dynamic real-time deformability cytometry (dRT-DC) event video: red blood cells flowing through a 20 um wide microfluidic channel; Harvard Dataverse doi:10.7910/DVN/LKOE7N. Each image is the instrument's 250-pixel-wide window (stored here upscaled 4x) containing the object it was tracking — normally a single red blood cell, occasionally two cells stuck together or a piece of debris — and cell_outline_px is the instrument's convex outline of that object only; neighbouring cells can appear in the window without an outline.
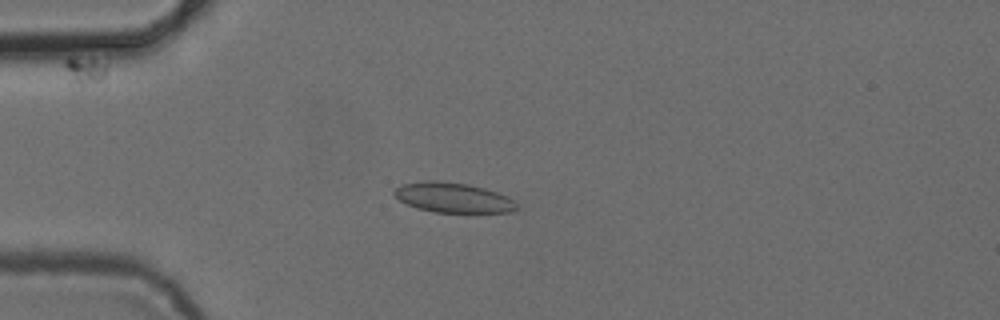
{"species": "common noctule bat (a hibernating species)", "species_latin": "Nyctalus noctula", "temperature_condition": "cold", "stored_images_in_passage": 55, "camera_frame_rate_fps": 3000, "um_per_image_px": 0.085, "animal": {"sex": "female", "body_mass_g": 24.6, "forearm_length_mm": 56.2}, "frame": {"image": 1, "passage_image": 15, "time_ms": 4.667, "image_size_px": [1000, 320], "cell_outline_px": [[520, 208], [512, 212], [436, 212], [416, 208], [400, 200], [392, 192], [400, 184], [424, 180], [440, 180], [468, 184], [484, 188], [508, 196]], "centroid_in_image_um": [38.5, 16.78], "position_along_channel_um": 46.5, "area_um2": 21.44}}
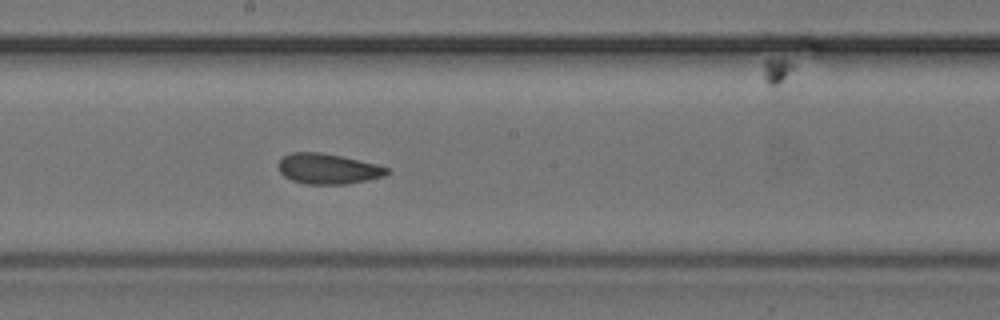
{"frame": {"image": 2, "passage_image": 30, "time_ms": 9.667, "image_size_px": [1000, 320], "cell_outline_px": [[392, 172], [384, 176], [368, 180], [348, 184], [304, 184], [292, 180], [284, 176], [280, 172], [280, 160], [284, 156], [292, 152], [320, 152], [340, 156], [376, 164], [388, 168]], "centroid_in_image_um": [27.91, 14.36], "position_along_channel_um": 220.3, "area_um2": 19.13}}
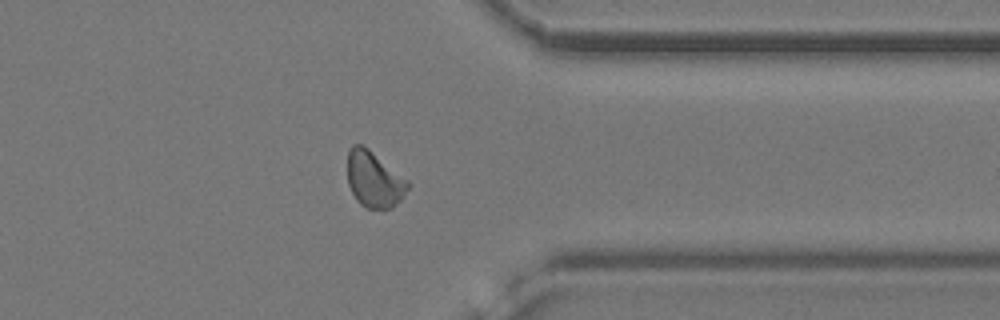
{"frame": {"image": 3, "passage_image": 43, "time_ms": 14.0, "image_size_px": [1000, 320], "cell_outline_px": [[412, 184], [400, 200], [392, 208], [368, 208], [360, 204], [356, 200], [348, 184], [348, 148], [352, 144], [360, 144], [368, 148], [408, 180]], "centroid_in_image_um": [31.8, 15.24], "position_along_channel_um": 379.6, "area_um2": 19.71}, "authors_computed_cell_mechanics": {"area_um2": 19.7098, "velocity_mm_per_s": 3.8386, "shape_relaxation_time_tau1_ms": null, "shape_relaxation_time_tau2_ms": 1.5779, "deformation_change_tau1": null, "deformation_change_tau2": 0.0666}}